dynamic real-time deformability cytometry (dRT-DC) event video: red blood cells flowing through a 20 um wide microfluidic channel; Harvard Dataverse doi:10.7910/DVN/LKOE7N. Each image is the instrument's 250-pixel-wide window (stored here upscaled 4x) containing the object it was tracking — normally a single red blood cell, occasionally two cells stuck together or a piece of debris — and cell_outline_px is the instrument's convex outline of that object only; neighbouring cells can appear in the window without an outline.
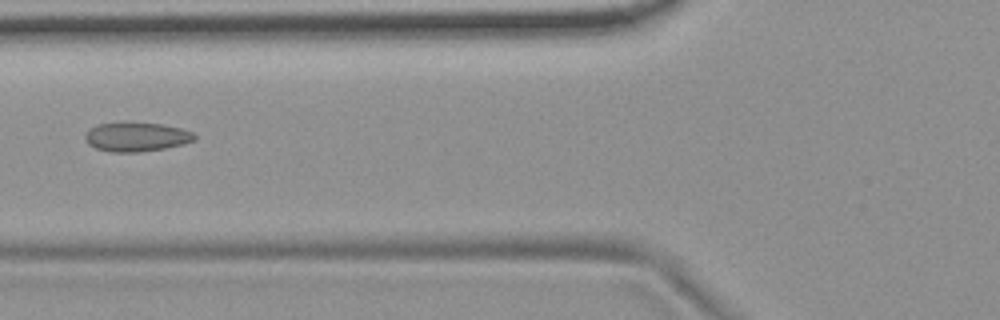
{"species": "common noctule bat (a hibernating species)", "species_latin": "Nyctalus noctula", "temperature_condition": "room temperature", "stored_images_in_passage": 6, "camera_frame_rate_fps": 3000, "um_per_image_px": 0.085, "animal": {"sex": "female", "body_mass_g": 19.9}, "frame": {"image": 1, "passage_image": 3, "time_ms": 0.667, "image_size_px": [1000, 320], "cell_outline_px": [[196, 140], [184, 144], [164, 148], [140, 152], [108, 152], [96, 148], [88, 144], [84, 140], [84, 136], [96, 124], [164, 124], [180, 128], [192, 132], [196, 136]], "centroid_in_image_um": [11.61, 11.67], "position_along_channel_um": 114.2, "area_um2": 18.21}}
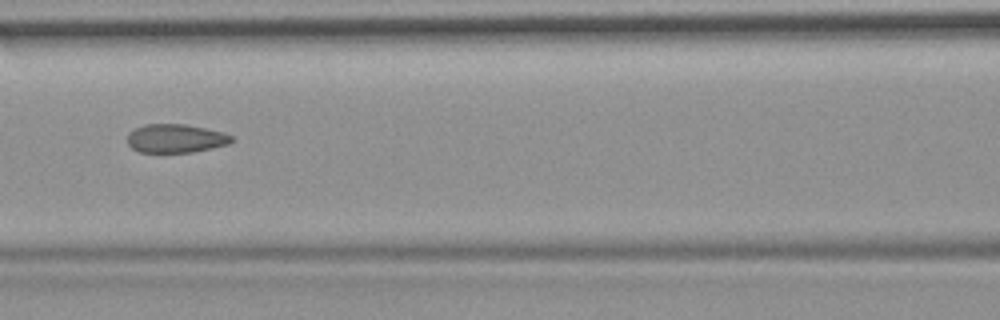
{"frame": {"image": 2, "passage_image": 4, "time_ms": 1.0, "image_size_px": [1000, 320], "cell_outline_px": [[232, 140], [228, 144], [192, 152], [140, 152], [132, 148], [128, 144], [128, 132], [144, 124], [188, 124], [224, 132], [232, 136]], "centroid_in_image_um": [14.92, 11.75], "position_along_channel_um": 151.7, "area_um2": 17.34}}